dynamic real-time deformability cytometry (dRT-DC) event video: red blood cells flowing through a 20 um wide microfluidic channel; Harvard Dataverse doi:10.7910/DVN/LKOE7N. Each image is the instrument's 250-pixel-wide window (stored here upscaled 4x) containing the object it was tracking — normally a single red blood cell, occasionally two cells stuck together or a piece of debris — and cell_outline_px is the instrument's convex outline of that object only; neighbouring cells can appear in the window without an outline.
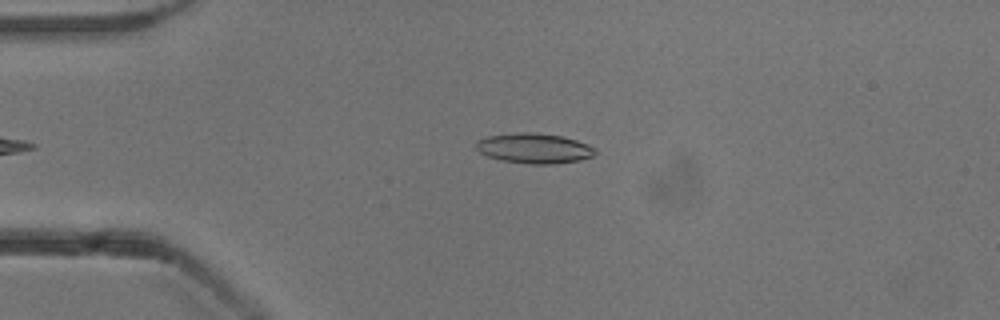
{"species": "common noctule bat (a hibernating species)", "species_latin": "Nyctalus noctula", "temperature_condition": "cold", "stored_images_in_passage": 38, "camera_frame_rate_fps": 3000, "um_per_image_px": 0.085, "animal": {"sex": "male", "body_mass_g": 13.3}, "frame": {"image": 1, "passage_image": 3, "time_ms": 0.667, "image_size_px": [1000, 320], "cell_outline_px": [[596, 152], [592, 156], [580, 160], [552, 164], [532, 164], [500, 160], [488, 156], [480, 152], [476, 148], [476, 140], [488, 136], [520, 132], [528, 132], [560, 136], [576, 140], [588, 144], [596, 148]], "centroid_in_image_um": [45.4, 12.61], "position_along_channel_um": 39.6, "area_um2": 20.75}}
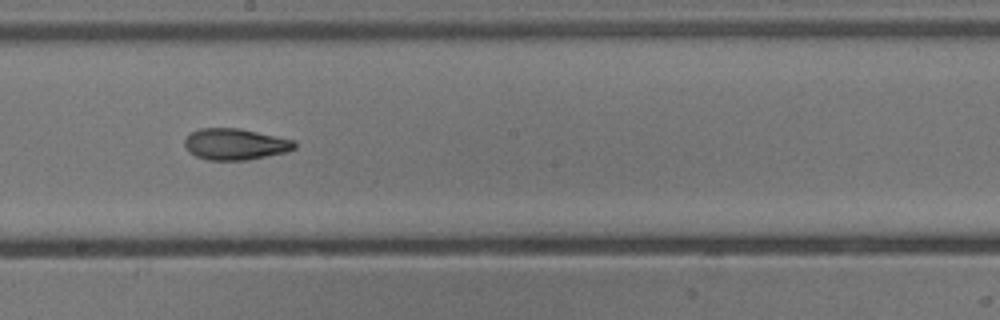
{"frame": {"image": 2, "passage_image": 20, "time_ms": 6.333, "image_size_px": [1000, 320], "cell_outline_px": [[296, 148], [288, 152], [248, 160], [208, 160], [196, 156], [188, 152], [184, 144], [184, 140], [192, 132], [200, 128], [240, 128], [296, 140]], "centroid_in_image_um": [20.03, 12.26], "position_along_channel_um": 228.2, "area_um2": 20.29}}
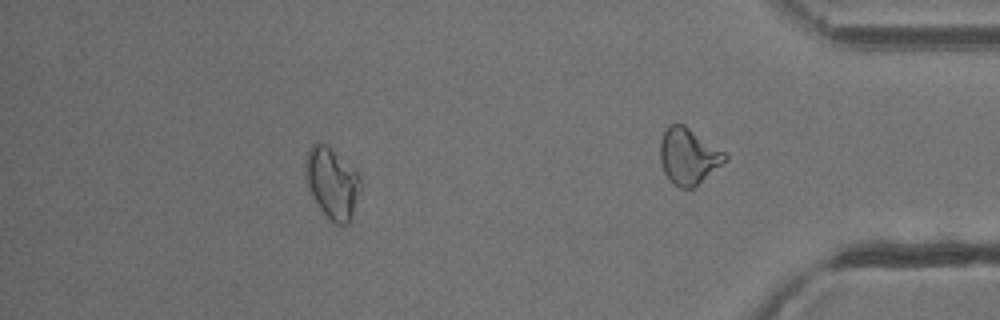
{"frame": {"image": 3, "passage_image": 32, "time_ms": 10.333, "image_size_px": [1000, 320], "cell_outline_px": [[360, 188], [352, 216], [348, 224], [336, 224], [328, 220], [320, 208], [308, 188], [304, 168], [304, 160], [308, 148], [316, 140], [332, 148], [360, 176]], "centroid_in_image_um": [28.19, 15.53], "position_along_channel_um": 407.0, "area_um2": 22.77}, "authors_computed_cell_mechanics": {"area_um2": 20.1722, "velocity_mm_per_s": 3.8428, "shape_relaxation_time_tau1_ms": 6.6862, "shape_relaxation_time_tau2_ms": 2.8324, "deformation_change_tau1": 0.2149, "deformation_change_tau2": 0.1046}}